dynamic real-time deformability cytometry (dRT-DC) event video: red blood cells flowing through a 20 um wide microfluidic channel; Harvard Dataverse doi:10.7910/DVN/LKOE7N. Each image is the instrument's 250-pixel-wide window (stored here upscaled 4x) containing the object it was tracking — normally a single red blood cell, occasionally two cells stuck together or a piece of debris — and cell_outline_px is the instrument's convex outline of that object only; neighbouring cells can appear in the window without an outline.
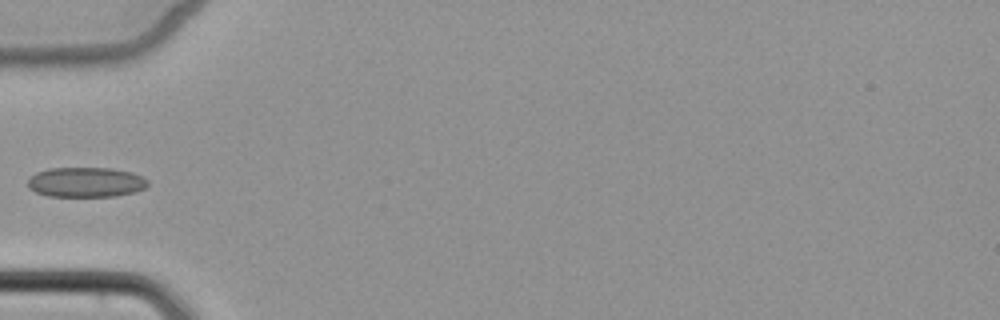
{"species": "common noctule bat (a hibernating species)", "species_latin": "Nyctalus noctula", "temperature_condition": "cold", "stored_images_in_passage": 5, "camera_frame_rate_fps": 3000, "um_per_image_px": 0.085, "animal": {"sex": "female", "body_mass_g": 22.7, "forearm_length_mm": 54.2}, "frame": {"image": 1, "passage_image": 5, "time_ms": 5.667, "image_size_px": [1000, 320], "cell_outline_px": [[148, 184], [144, 188], [136, 192], [116, 196], [48, 196], [36, 192], [28, 188], [28, 180], [36, 172], [48, 168], [112, 168], [132, 172], [144, 176], [148, 180]], "centroid_in_image_um": [7.33, 15.48], "position_along_channel_um": 77.7, "area_um2": 21.1}}